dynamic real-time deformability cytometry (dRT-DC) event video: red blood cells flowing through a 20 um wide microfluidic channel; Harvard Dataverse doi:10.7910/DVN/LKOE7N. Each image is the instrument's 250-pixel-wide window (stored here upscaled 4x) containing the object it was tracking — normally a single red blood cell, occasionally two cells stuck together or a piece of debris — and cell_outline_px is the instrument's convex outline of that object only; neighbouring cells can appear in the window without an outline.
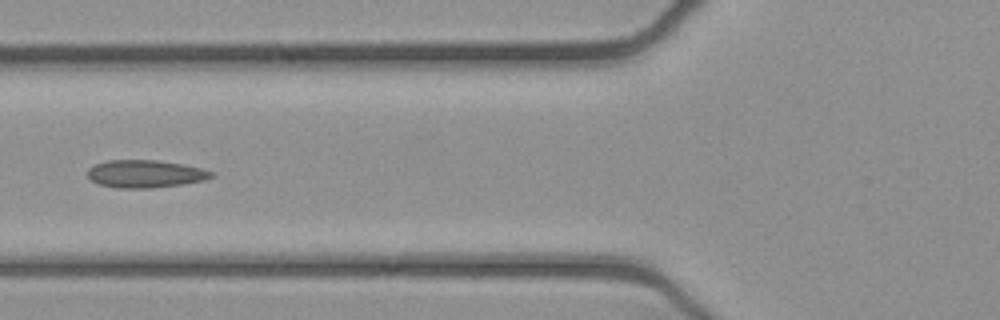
{"species": "common noctule bat (a hibernating species)", "species_latin": "Nyctalus noctula", "temperature_condition": "cold", "stored_images_in_passage": 12, "camera_frame_rate_fps": 3000, "um_per_image_px": 0.085, "animal": {"sex": "female", "body_mass_g": 21.9}, "frame": {"image": 1, "passage_image": 6, "time_ms": 1.667, "image_size_px": [1000, 320], "cell_outline_px": [[216, 176], [204, 180], [180, 184], [152, 188], [116, 188], [96, 184], [88, 176], [88, 168], [92, 164], [108, 160], [156, 160], [184, 164], [216, 172]], "centroid_in_image_um": [12.34, 14.77], "position_along_channel_um": 113.5, "area_um2": 20.17}}
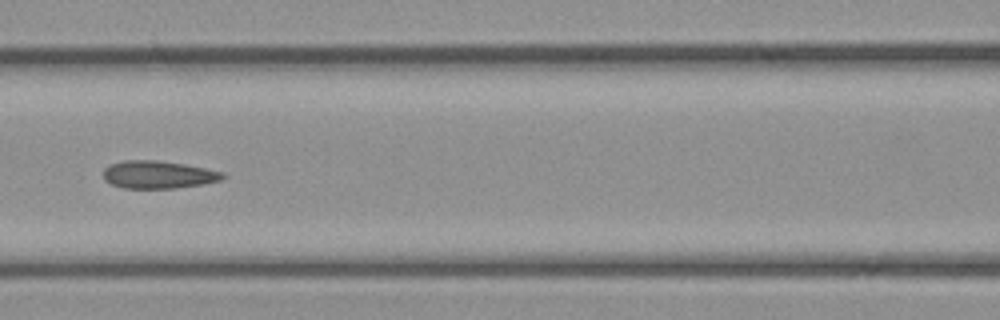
{"frame": {"image": 2, "passage_image": 9, "time_ms": 2.667, "image_size_px": [1000, 320], "cell_outline_px": [[228, 176], [220, 180], [204, 184], [176, 188], [124, 188], [112, 184], [104, 180], [104, 168], [108, 164], [124, 160], [156, 160], [184, 164], [224, 172]], "centroid_in_image_um": [13.45, 14.84], "position_along_channel_um": 153.1, "area_um2": 19.36}}